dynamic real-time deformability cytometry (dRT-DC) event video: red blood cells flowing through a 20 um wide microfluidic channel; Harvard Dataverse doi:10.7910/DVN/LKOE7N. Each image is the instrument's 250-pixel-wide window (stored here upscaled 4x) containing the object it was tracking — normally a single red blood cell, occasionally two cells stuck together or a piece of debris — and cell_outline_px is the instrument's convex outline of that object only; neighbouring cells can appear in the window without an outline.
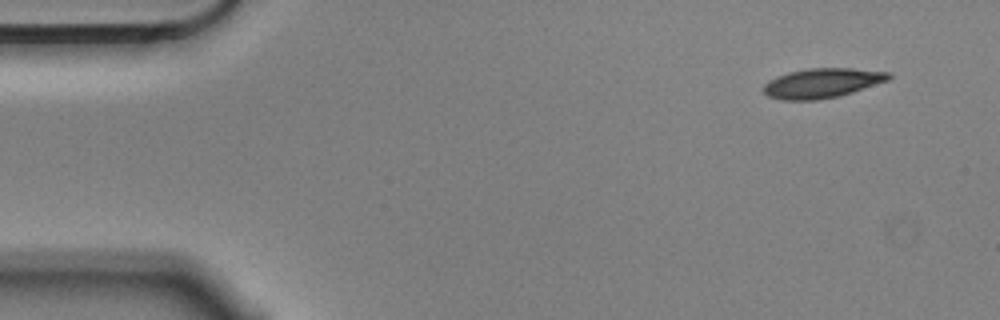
{"species": "Egyptian fruit bat (a non-hibernating species)", "species_latin": "Rousettus aegyptiacus", "temperature_condition": "cold", "stored_images_in_passage": 4, "camera_frame_rate_fps": 3000, "um_per_image_px": 0.085, "animal": {"sex": "male"}, "frame": {"image": 1, "passage_image": 1, "time_ms": 0.0, "image_size_px": [1000, 320], "cell_outline_px": [[892, 76], [888, 80], [840, 96], [816, 100], [780, 100], [768, 96], [764, 92], [764, 84], [768, 80], [776, 76], [788, 72], [808, 68], [852, 68], [892, 72]], "centroid_in_image_um": [69.87, 7.06], "position_along_channel_um": 15.1, "area_um2": 21.73}}
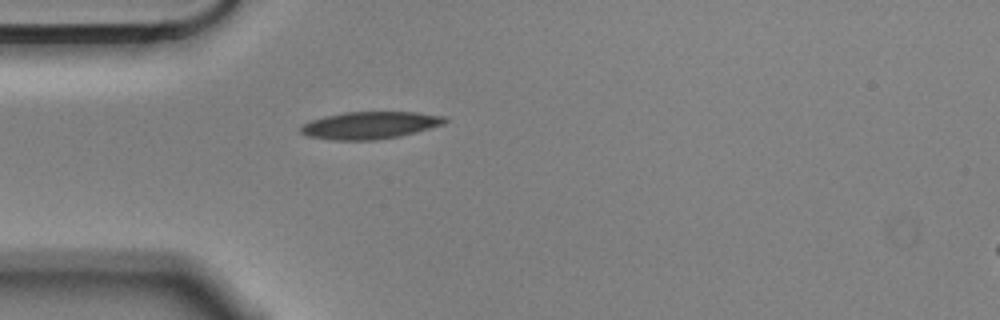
{"frame": {"image": 2, "passage_image": 4, "time_ms": 1.0, "image_size_px": [1000, 320], "cell_outline_px": [[448, 120], [444, 124], [416, 132], [400, 136], [376, 140], [332, 140], [308, 136], [300, 132], [300, 128], [304, 124], [312, 120], [324, 116], [344, 112], [416, 112], [448, 116]], "centroid_in_image_um": [31.48, 10.64], "position_along_channel_um": 53.5, "area_um2": 23.0}}